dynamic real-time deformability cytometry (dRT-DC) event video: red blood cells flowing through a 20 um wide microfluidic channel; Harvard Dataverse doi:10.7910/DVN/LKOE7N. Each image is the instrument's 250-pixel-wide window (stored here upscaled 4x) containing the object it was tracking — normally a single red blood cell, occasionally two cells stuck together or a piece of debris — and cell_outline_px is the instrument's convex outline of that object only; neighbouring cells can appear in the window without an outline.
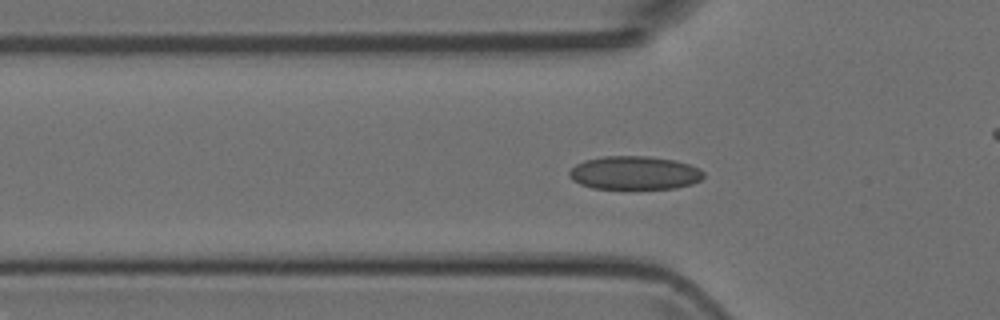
{"species": "Egyptian fruit bat (a non-hibernating species)", "species_latin": "Rousettus aegyptiacus", "temperature_condition": "room temperature", "stored_images_in_passage": 37, "camera_frame_rate_fps": 3000, "um_per_image_px": 0.085, "animal": {"sex": "female"}, "frame": {"image": 1, "passage_image": 2, "time_ms": 0.333, "image_size_px": [1000, 320], "cell_outline_px": [[704, 176], [700, 180], [692, 184], [676, 188], [592, 188], [580, 184], [572, 180], [568, 176], [568, 172], [576, 164], [584, 160], [604, 156], [648, 156], [676, 160], [688, 164], [704, 172]], "centroid_in_image_um": [53.91, 14.69], "position_along_channel_um": 71.9, "area_um2": 26.13}}
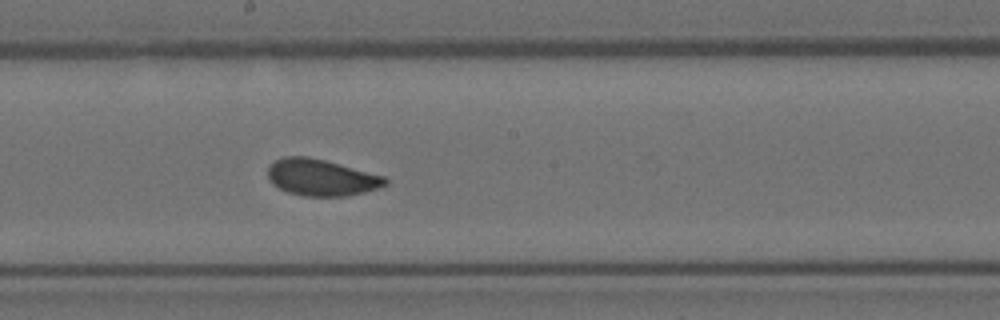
{"frame": {"image": 2, "passage_image": 13, "time_ms": 4.0, "image_size_px": [1000, 320], "cell_outline_px": [[388, 184], [364, 192], [348, 196], [304, 196], [288, 192], [272, 184], [268, 176], [268, 168], [276, 160], [284, 156], [308, 156], [324, 160], [384, 176], [388, 180]], "centroid_in_image_um": [27.3, 15.09], "position_along_channel_um": 220.9, "area_um2": 24.8}}
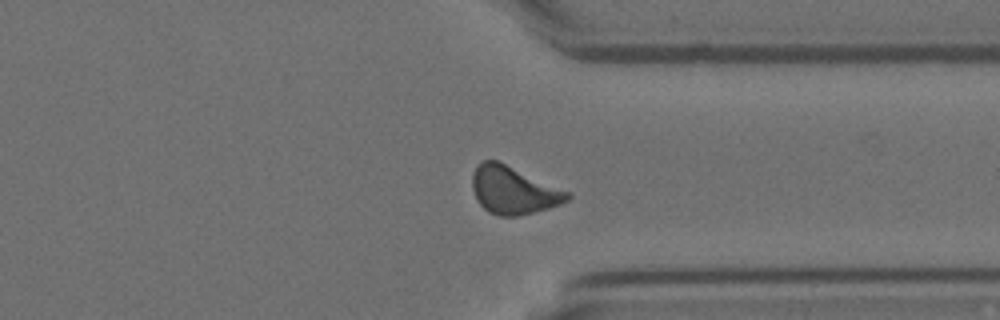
{"frame": {"image": 3, "passage_image": 24, "time_ms": 7.667, "image_size_px": [1000, 320], "cell_outline_px": [[572, 196], [568, 200], [560, 204], [548, 208], [516, 216], [500, 216], [488, 212], [476, 200], [472, 188], [472, 172], [476, 164], [480, 160], [496, 160], [572, 192]], "centroid_in_image_um": [43.63, 16.15], "position_along_channel_um": 367.8, "area_um2": 26.59}}